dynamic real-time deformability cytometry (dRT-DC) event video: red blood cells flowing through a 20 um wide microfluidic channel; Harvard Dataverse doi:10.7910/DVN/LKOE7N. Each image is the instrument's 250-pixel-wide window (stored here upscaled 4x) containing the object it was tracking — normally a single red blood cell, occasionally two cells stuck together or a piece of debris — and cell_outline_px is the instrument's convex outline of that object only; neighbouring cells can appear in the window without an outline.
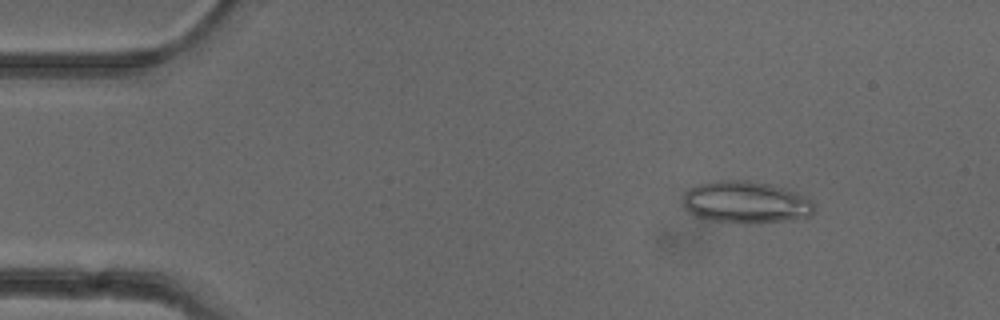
{"species": "common noctule bat (a hibernating species)", "species_latin": "Nyctalus noctula", "temperature_condition": "cold", "stored_images_in_passage": 5, "camera_frame_rate_fps": 3000, "um_per_image_px": 0.085, "animal": {"sex": "female"}, "frame": {"image": 1, "passage_image": 2, "time_ms": 0.333, "image_size_px": [1000, 320], "cell_outline_px": [[812, 212], [808, 216], [796, 220], [748, 224], [740, 224], [716, 220], [700, 216], [692, 212], [684, 204], [684, 192], [700, 184], [712, 180], [748, 180], [768, 184], [784, 188], [796, 192], [812, 200]], "centroid_in_image_um": [63.44, 17.19], "position_along_channel_um": 21.6, "area_um2": 31.85}}